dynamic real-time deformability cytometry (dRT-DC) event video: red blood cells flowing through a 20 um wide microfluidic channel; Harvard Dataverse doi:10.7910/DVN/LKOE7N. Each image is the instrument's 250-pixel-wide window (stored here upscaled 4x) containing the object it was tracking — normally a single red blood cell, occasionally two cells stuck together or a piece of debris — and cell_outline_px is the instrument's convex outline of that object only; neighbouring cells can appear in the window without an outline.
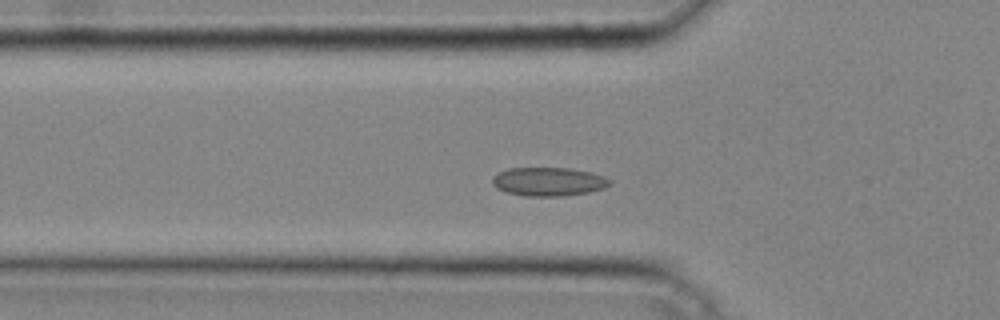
{"species": "common noctule bat (a hibernating species)", "species_latin": "Nyctalus noctula", "temperature_condition": "cold", "stored_images_in_passage": 38, "camera_frame_rate_fps": 3000, "um_per_image_px": 0.085, "animal": {"sex": "male", "body_mass_g": 20.4}, "frame": {"image": 1, "passage_image": 10, "time_ms": 3.0, "image_size_px": [1000, 320], "cell_outline_px": [[612, 184], [604, 188], [588, 192], [560, 196], [524, 196], [504, 192], [496, 188], [492, 184], [492, 176], [508, 168], [568, 168], [588, 172], [604, 176], [612, 180]], "centroid_in_image_um": [46.6, 15.44], "position_along_channel_um": 79.2, "area_um2": 19.65}}
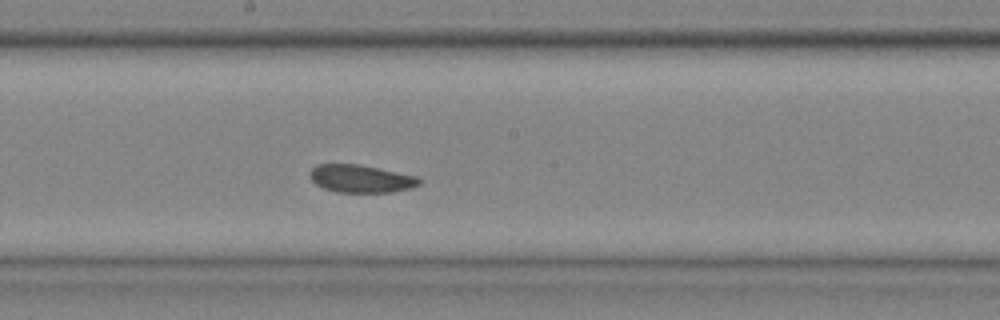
{"frame": {"image": 2, "passage_image": 19, "time_ms": 6.0, "image_size_px": [1000, 320], "cell_outline_px": [[420, 184], [412, 188], [392, 192], [336, 192], [324, 188], [316, 184], [312, 180], [308, 172], [316, 164], [360, 164], [416, 176], [420, 180]], "centroid_in_image_um": [30.65, 15.18], "position_along_channel_um": 217.5, "area_um2": 17.69}}
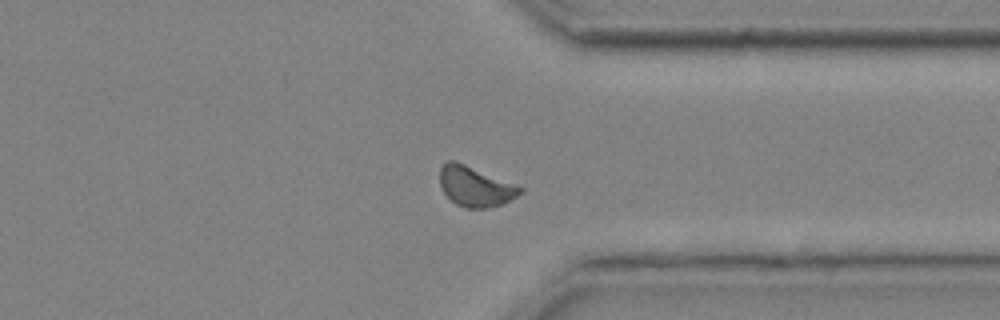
{"frame": {"image": 3, "passage_image": 29, "time_ms": 9.333, "image_size_px": [1000, 320], "cell_outline_px": [[524, 192], [500, 204], [484, 208], [464, 208], [456, 204], [444, 192], [440, 184], [440, 168], [448, 160], [456, 160], [516, 184], [524, 188]], "centroid_in_image_um": [40.4, 15.83], "position_along_channel_um": 371.0, "area_um2": 18.67}}